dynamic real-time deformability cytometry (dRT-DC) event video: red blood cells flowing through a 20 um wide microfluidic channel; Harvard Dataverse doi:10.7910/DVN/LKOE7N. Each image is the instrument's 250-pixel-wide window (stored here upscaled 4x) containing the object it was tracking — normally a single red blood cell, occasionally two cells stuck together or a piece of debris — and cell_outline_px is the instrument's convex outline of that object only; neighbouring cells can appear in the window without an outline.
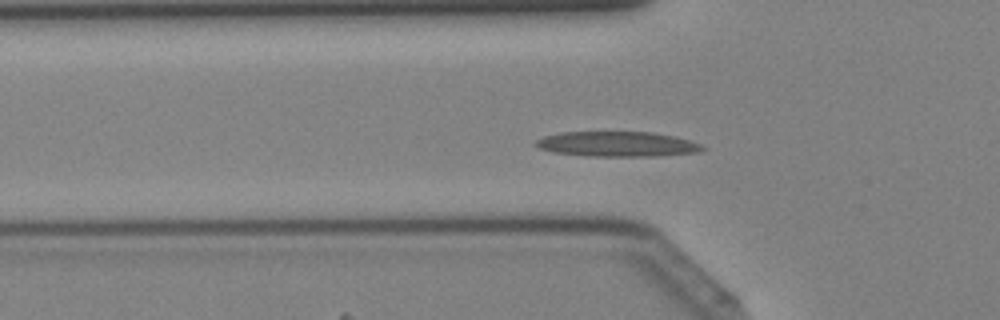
{"species": "Egyptian fruit bat (a non-hibernating species)", "species_latin": "Rousettus aegyptiacus", "temperature_condition": "cold", "stored_images_in_passage": 43, "camera_frame_rate_fps": 3000, "um_per_image_px": 0.085, "animal": {"sex": "female"}, "frame": {"image": 1, "passage_image": 14, "time_ms": 4.333, "image_size_px": [1000, 320], "cell_outline_px": [[708, 148], [700, 152], [656, 156], [588, 156], [552, 152], [540, 148], [532, 144], [536, 140], [544, 136], [560, 132], [652, 132], [676, 136], [700, 144]], "centroid_in_image_um": [52.47, 12.25], "position_along_channel_um": 73.3, "area_um2": 24.51}}
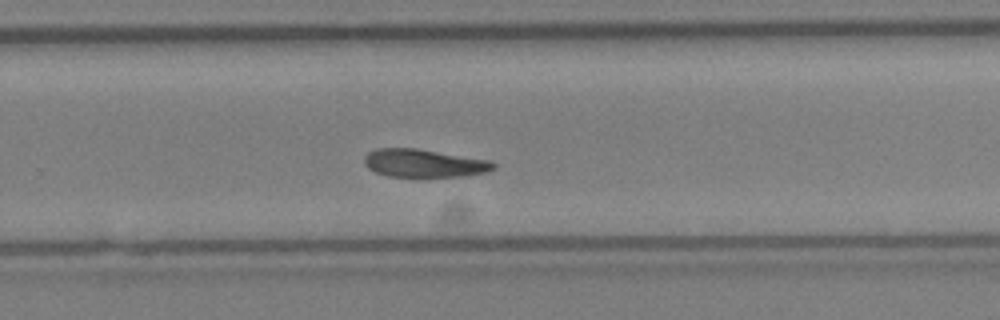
{"frame": {"image": 2, "passage_image": 28, "time_ms": 9.0, "image_size_px": [1000, 320], "cell_outline_px": [[496, 168], [484, 172], [464, 176], [424, 180], [420, 180], [388, 176], [376, 172], [368, 168], [364, 164], [364, 156], [368, 152], [376, 148], [416, 148], [492, 160], [496, 164]], "centroid_in_image_um": [36.04, 13.92], "position_along_channel_um": 293.8, "area_um2": 22.25}}
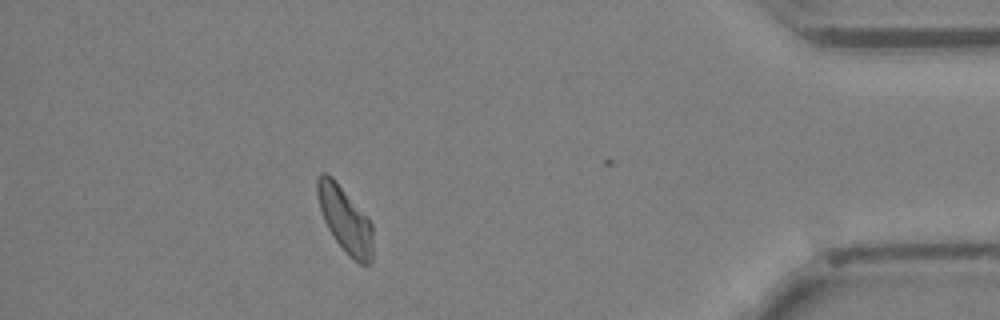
{"frame": {"image": 3, "passage_image": 38, "time_ms": 12.333, "image_size_px": [1000, 320], "cell_outline_px": [[372, 260], [368, 264], [360, 264], [348, 256], [336, 240], [328, 228], [324, 220], [320, 208], [316, 192], [316, 180], [320, 172], [324, 172], [332, 176], [368, 216], [372, 224]], "centroid_in_image_um": [29.33, 18.64], "position_along_channel_um": 405.9, "area_um2": 21.39}}